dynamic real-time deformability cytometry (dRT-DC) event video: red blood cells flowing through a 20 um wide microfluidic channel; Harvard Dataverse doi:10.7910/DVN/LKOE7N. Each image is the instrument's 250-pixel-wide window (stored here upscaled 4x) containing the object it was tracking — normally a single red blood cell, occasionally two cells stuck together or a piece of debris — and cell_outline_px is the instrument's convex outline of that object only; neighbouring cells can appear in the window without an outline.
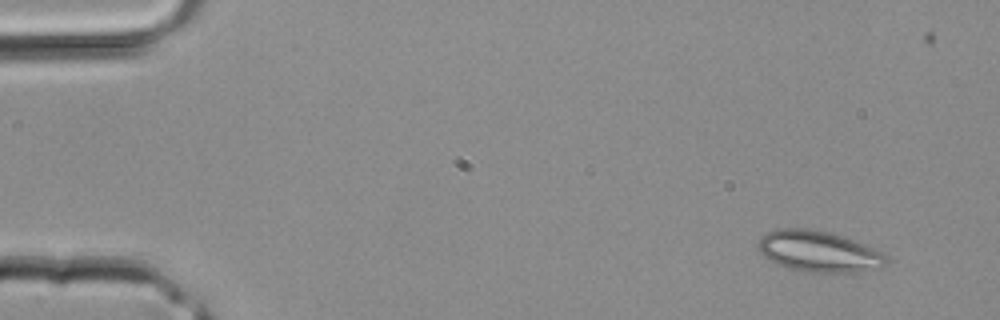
{"species": "common noctule bat (a hibernating species)", "species_latin": "Nyctalus noctula", "temperature_condition": "room temperature", "stored_images_in_passage": 3, "camera_frame_rate_fps": 3000, "um_per_image_px": 0.085, "animal": {"sex": "male", "body_mass_g": 20.4}, "frame": {"image": 1, "passage_image": 1, "time_ms": 0.0, "image_size_px": [1000, 320], "cell_outline_px": [[888, 260], [884, 268], [856, 272], [816, 272], [792, 268], [776, 264], [764, 256], [760, 252], [756, 244], [760, 236], [768, 232], [780, 228], [808, 228], [828, 232], [852, 240], [872, 248], [880, 252]], "centroid_in_image_um": [69.56, 21.37], "position_along_channel_um": 15.4, "area_um2": 30.29}}